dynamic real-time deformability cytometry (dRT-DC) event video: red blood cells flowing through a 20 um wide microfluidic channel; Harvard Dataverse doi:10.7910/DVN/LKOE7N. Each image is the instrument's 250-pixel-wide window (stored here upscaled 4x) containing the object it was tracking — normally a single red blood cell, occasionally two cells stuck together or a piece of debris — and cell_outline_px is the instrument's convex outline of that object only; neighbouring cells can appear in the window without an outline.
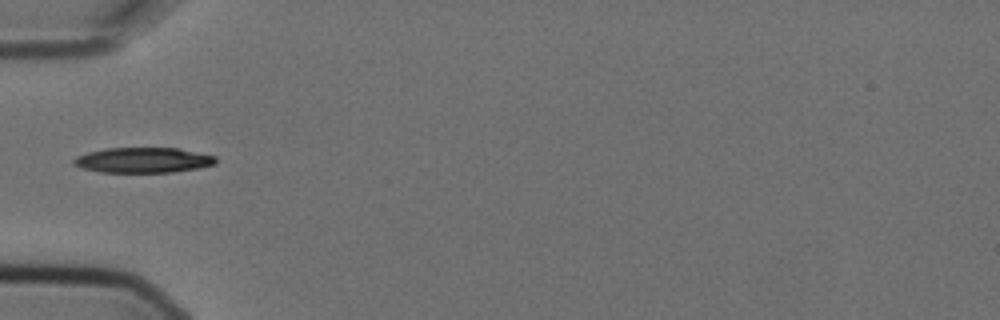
{"species": "Egyptian fruit bat (a non-hibernating species)", "species_latin": "Rousettus aegyptiacus", "temperature_condition": "cold", "stored_images_in_passage": 5, "camera_frame_rate_fps": 3000, "um_per_image_px": 0.085, "animal": {"sex": "female"}, "frame": {"image": 1, "passage_image": 5, "time_ms": 1.333, "image_size_px": [1000, 320], "cell_outline_px": [[216, 164], [200, 168], [172, 172], [100, 172], [84, 168], [72, 164], [72, 160], [76, 156], [88, 152], [108, 148], [176, 148], [216, 156]], "centroid_in_image_um": [12.17, 13.61], "position_along_channel_um": 72.8, "area_um2": 20.87}}